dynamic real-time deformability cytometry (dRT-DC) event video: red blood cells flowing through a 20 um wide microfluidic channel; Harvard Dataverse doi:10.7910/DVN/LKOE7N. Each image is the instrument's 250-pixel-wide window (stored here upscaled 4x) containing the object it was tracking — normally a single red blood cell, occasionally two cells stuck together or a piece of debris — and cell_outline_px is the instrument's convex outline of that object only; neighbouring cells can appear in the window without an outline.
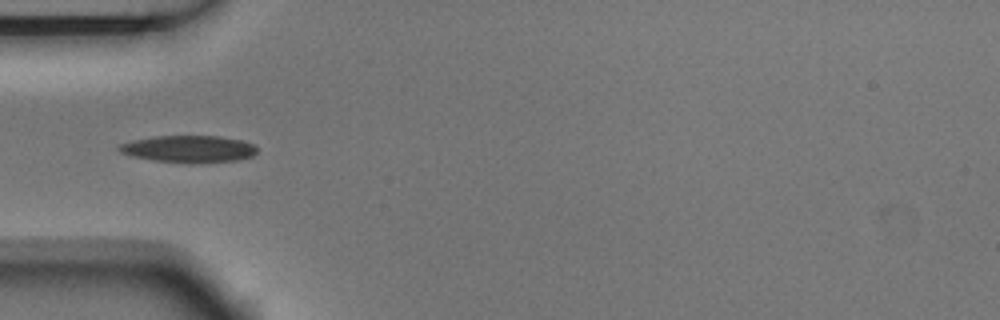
{"species": "Egyptian fruit bat (a non-hibernating species)", "species_latin": "Rousettus aegyptiacus", "temperature_condition": "room temperature", "stored_images_in_passage": 7, "camera_frame_rate_fps": 3000, "um_per_image_px": 0.085, "animal": {"sex": "male"}, "frame": {"image": 1, "passage_image": 4, "time_ms": 1.0, "image_size_px": [1000, 320], "cell_outline_px": [[256, 152], [252, 156], [236, 160], [156, 160], [132, 156], [120, 152], [116, 148], [120, 144], [136, 140], [156, 136], [220, 136], [240, 140], [252, 144], [256, 148]], "centroid_in_image_um": [16.02, 12.61], "position_along_channel_um": 69.0, "area_um2": 20.35}}
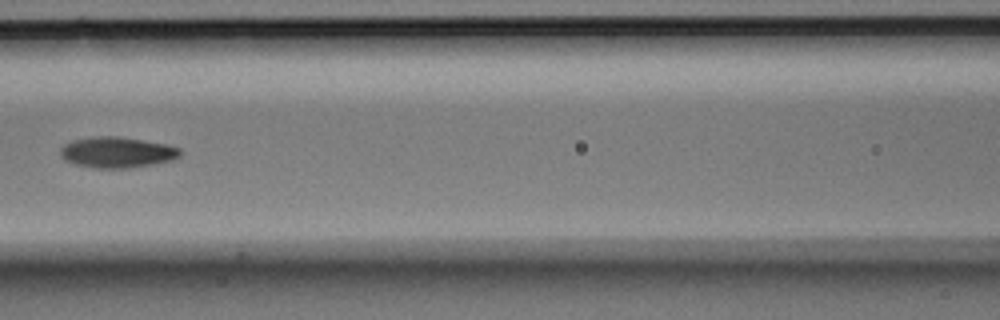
{"frame": {"image": 2, "passage_image": 6, "time_ms": 1.667, "image_size_px": [1000, 320], "cell_outline_px": [[184, 152], [180, 156], [172, 160], [152, 164], [128, 168], [96, 168], [76, 164], [64, 160], [60, 156], [60, 148], [64, 144], [72, 140], [96, 136], [116, 136], [164, 144], [180, 148]], "centroid_in_image_um": [9.93, 12.95], "position_along_channel_um": 156.7, "area_um2": 21.44}}
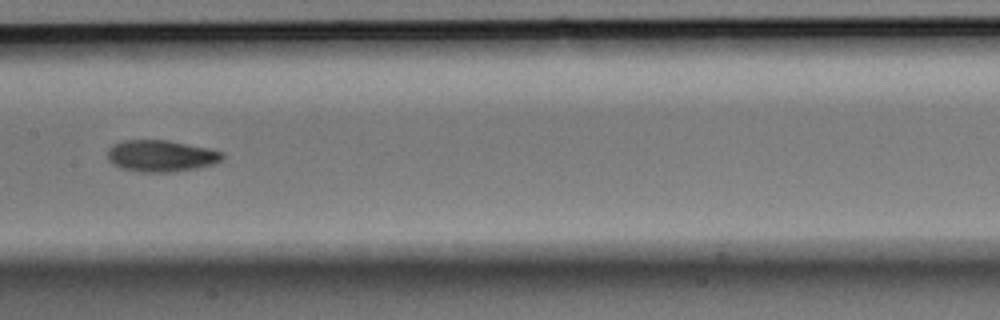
{"frame": {"image": 3, "passage_image": 7, "time_ms": 2.0, "image_size_px": [1000, 320], "cell_outline_px": [[224, 156], [216, 164], [196, 168], [172, 172], [144, 172], [120, 168], [112, 164], [108, 160], [108, 148], [112, 144], [120, 140], [168, 140], [208, 148], [224, 152]], "centroid_in_image_um": [13.67, 13.24], "position_along_channel_um": 193.7, "area_um2": 21.33}}